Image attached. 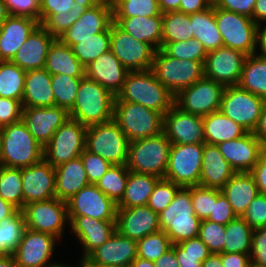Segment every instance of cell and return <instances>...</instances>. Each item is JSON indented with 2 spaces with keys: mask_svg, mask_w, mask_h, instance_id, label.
<instances>
[{
  "mask_svg": "<svg viewBox=\"0 0 266 267\" xmlns=\"http://www.w3.org/2000/svg\"><path fill=\"white\" fill-rule=\"evenodd\" d=\"M55 38L39 24L23 43L11 62L25 71L45 68L46 55Z\"/></svg>",
  "mask_w": 266,
  "mask_h": 267,
  "instance_id": "83f0119b",
  "label": "cell"
},
{
  "mask_svg": "<svg viewBox=\"0 0 266 267\" xmlns=\"http://www.w3.org/2000/svg\"><path fill=\"white\" fill-rule=\"evenodd\" d=\"M10 16L29 17L40 23V0H4Z\"/></svg>",
  "mask_w": 266,
  "mask_h": 267,
  "instance_id": "94428289",
  "label": "cell"
},
{
  "mask_svg": "<svg viewBox=\"0 0 266 267\" xmlns=\"http://www.w3.org/2000/svg\"><path fill=\"white\" fill-rule=\"evenodd\" d=\"M204 62L180 60L159 49L154 54L151 70L158 81L176 95L180 90L190 87L204 76Z\"/></svg>",
  "mask_w": 266,
  "mask_h": 267,
  "instance_id": "52a82bcc",
  "label": "cell"
},
{
  "mask_svg": "<svg viewBox=\"0 0 266 267\" xmlns=\"http://www.w3.org/2000/svg\"><path fill=\"white\" fill-rule=\"evenodd\" d=\"M84 77H70L66 74L51 75V87L54 92L55 106L72 109L81 79Z\"/></svg>",
  "mask_w": 266,
  "mask_h": 267,
  "instance_id": "c3c4849f",
  "label": "cell"
},
{
  "mask_svg": "<svg viewBox=\"0 0 266 267\" xmlns=\"http://www.w3.org/2000/svg\"><path fill=\"white\" fill-rule=\"evenodd\" d=\"M83 162L89 184L96 185L101 177L110 169L111 163L102 157L84 149L80 155Z\"/></svg>",
  "mask_w": 266,
  "mask_h": 267,
  "instance_id": "6f0895ef",
  "label": "cell"
},
{
  "mask_svg": "<svg viewBox=\"0 0 266 267\" xmlns=\"http://www.w3.org/2000/svg\"><path fill=\"white\" fill-rule=\"evenodd\" d=\"M154 265L155 267H180L173 248L169 249L154 261Z\"/></svg>",
  "mask_w": 266,
  "mask_h": 267,
  "instance_id": "8c879c8a",
  "label": "cell"
},
{
  "mask_svg": "<svg viewBox=\"0 0 266 267\" xmlns=\"http://www.w3.org/2000/svg\"><path fill=\"white\" fill-rule=\"evenodd\" d=\"M113 120L129 142L163 132V115L140 104L114 102Z\"/></svg>",
  "mask_w": 266,
  "mask_h": 267,
  "instance_id": "8992f818",
  "label": "cell"
},
{
  "mask_svg": "<svg viewBox=\"0 0 266 267\" xmlns=\"http://www.w3.org/2000/svg\"><path fill=\"white\" fill-rule=\"evenodd\" d=\"M253 20L258 25H260L258 20H266V0H256L253 10Z\"/></svg>",
  "mask_w": 266,
  "mask_h": 267,
  "instance_id": "753ad0ef",
  "label": "cell"
},
{
  "mask_svg": "<svg viewBox=\"0 0 266 267\" xmlns=\"http://www.w3.org/2000/svg\"><path fill=\"white\" fill-rule=\"evenodd\" d=\"M113 23V7L111 0L87 9L74 24L59 38L72 47L77 40L90 38L91 35L106 31Z\"/></svg>",
  "mask_w": 266,
  "mask_h": 267,
  "instance_id": "7402d4cb",
  "label": "cell"
},
{
  "mask_svg": "<svg viewBox=\"0 0 266 267\" xmlns=\"http://www.w3.org/2000/svg\"><path fill=\"white\" fill-rule=\"evenodd\" d=\"M225 86L203 76L190 87L180 90L174 105L186 113L206 116L220 111Z\"/></svg>",
  "mask_w": 266,
  "mask_h": 267,
  "instance_id": "30bf717a",
  "label": "cell"
},
{
  "mask_svg": "<svg viewBox=\"0 0 266 267\" xmlns=\"http://www.w3.org/2000/svg\"><path fill=\"white\" fill-rule=\"evenodd\" d=\"M256 182L260 194L266 195V150L250 172Z\"/></svg>",
  "mask_w": 266,
  "mask_h": 267,
  "instance_id": "003e7915",
  "label": "cell"
},
{
  "mask_svg": "<svg viewBox=\"0 0 266 267\" xmlns=\"http://www.w3.org/2000/svg\"><path fill=\"white\" fill-rule=\"evenodd\" d=\"M256 0H213L216 8L235 12L253 19Z\"/></svg>",
  "mask_w": 266,
  "mask_h": 267,
  "instance_id": "e7e4bbea",
  "label": "cell"
},
{
  "mask_svg": "<svg viewBox=\"0 0 266 267\" xmlns=\"http://www.w3.org/2000/svg\"><path fill=\"white\" fill-rule=\"evenodd\" d=\"M250 259L256 266L266 267V226L253 231Z\"/></svg>",
  "mask_w": 266,
  "mask_h": 267,
  "instance_id": "be15d7a7",
  "label": "cell"
},
{
  "mask_svg": "<svg viewBox=\"0 0 266 267\" xmlns=\"http://www.w3.org/2000/svg\"><path fill=\"white\" fill-rule=\"evenodd\" d=\"M221 192L227 198L234 213L241 217L250 202L259 194L255 179L250 172L235 173Z\"/></svg>",
  "mask_w": 266,
  "mask_h": 267,
  "instance_id": "836d02e7",
  "label": "cell"
},
{
  "mask_svg": "<svg viewBox=\"0 0 266 267\" xmlns=\"http://www.w3.org/2000/svg\"><path fill=\"white\" fill-rule=\"evenodd\" d=\"M70 119L69 112L61 107H29L22 109L21 120L32 136L43 146L52 139L53 134Z\"/></svg>",
  "mask_w": 266,
  "mask_h": 267,
  "instance_id": "44dd1931",
  "label": "cell"
},
{
  "mask_svg": "<svg viewBox=\"0 0 266 267\" xmlns=\"http://www.w3.org/2000/svg\"><path fill=\"white\" fill-rule=\"evenodd\" d=\"M214 14L224 47L241 51L247 56L255 54L259 25L252 18L215 6Z\"/></svg>",
  "mask_w": 266,
  "mask_h": 267,
  "instance_id": "9c48e42d",
  "label": "cell"
},
{
  "mask_svg": "<svg viewBox=\"0 0 266 267\" xmlns=\"http://www.w3.org/2000/svg\"><path fill=\"white\" fill-rule=\"evenodd\" d=\"M70 226L83 244L85 260L116 231V221L97 220L89 216H68Z\"/></svg>",
  "mask_w": 266,
  "mask_h": 267,
  "instance_id": "484cf974",
  "label": "cell"
},
{
  "mask_svg": "<svg viewBox=\"0 0 266 267\" xmlns=\"http://www.w3.org/2000/svg\"><path fill=\"white\" fill-rule=\"evenodd\" d=\"M56 171L45 159L22 168L24 205L55 197Z\"/></svg>",
  "mask_w": 266,
  "mask_h": 267,
  "instance_id": "603a6c76",
  "label": "cell"
},
{
  "mask_svg": "<svg viewBox=\"0 0 266 267\" xmlns=\"http://www.w3.org/2000/svg\"><path fill=\"white\" fill-rule=\"evenodd\" d=\"M0 197L17 209H23L22 168L0 166Z\"/></svg>",
  "mask_w": 266,
  "mask_h": 267,
  "instance_id": "ee69618b",
  "label": "cell"
},
{
  "mask_svg": "<svg viewBox=\"0 0 266 267\" xmlns=\"http://www.w3.org/2000/svg\"><path fill=\"white\" fill-rule=\"evenodd\" d=\"M9 16L4 0H0V22H3Z\"/></svg>",
  "mask_w": 266,
  "mask_h": 267,
  "instance_id": "67dfc351",
  "label": "cell"
},
{
  "mask_svg": "<svg viewBox=\"0 0 266 267\" xmlns=\"http://www.w3.org/2000/svg\"><path fill=\"white\" fill-rule=\"evenodd\" d=\"M136 258L137 241L115 231L105 243L95 249L85 260H81V265L129 267Z\"/></svg>",
  "mask_w": 266,
  "mask_h": 267,
  "instance_id": "d6986e66",
  "label": "cell"
},
{
  "mask_svg": "<svg viewBox=\"0 0 266 267\" xmlns=\"http://www.w3.org/2000/svg\"><path fill=\"white\" fill-rule=\"evenodd\" d=\"M266 100L236 86L224 89L220 112L241 125L248 132H253L261 115Z\"/></svg>",
  "mask_w": 266,
  "mask_h": 267,
  "instance_id": "4fadbf2b",
  "label": "cell"
},
{
  "mask_svg": "<svg viewBox=\"0 0 266 267\" xmlns=\"http://www.w3.org/2000/svg\"><path fill=\"white\" fill-rule=\"evenodd\" d=\"M180 267H202V262L211 255L206 244L197 236L173 244Z\"/></svg>",
  "mask_w": 266,
  "mask_h": 267,
  "instance_id": "f6af8a7d",
  "label": "cell"
},
{
  "mask_svg": "<svg viewBox=\"0 0 266 267\" xmlns=\"http://www.w3.org/2000/svg\"><path fill=\"white\" fill-rule=\"evenodd\" d=\"M258 42L261 47V54L262 56L266 57V26H264L263 30L260 32V25L258 27Z\"/></svg>",
  "mask_w": 266,
  "mask_h": 267,
  "instance_id": "09005b40",
  "label": "cell"
},
{
  "mask_svg": "<svg viewBox=\"0 0 266 267\" xmlns=\"http://www.w3.org/2000/svg\"><path fill=\"white\" fill-rule=\"evenodd\" d=\"M1 166L24 168L44 159V147L32 136L23 121L3 126Z\"/></svg>",
  "mask_w": 266,
  "mask_h": 267,
  "instance_id": "277c9868",
  "label": "cell"
},
{
  "mask_svg": "<svg viewBox=\"0 0 266 267\" xmlns=\"http://www.w3.org/2000/svg\"><path fill=\"white\" fill-rule=\"evenodd\" d=\"M26 223L22 210L16 209L0 222V244L12 255L22 240Z\"/></svg>",
  "mask_w": 266,
  "mask_h": 267,
  "instance_id": "bcb514c9",
  "label": "cell"
},
{
  "mask_svg": "<svg viewBox=\"0 0 266 267\" xmlns=\"http://www.w3.org/2000/svg\"><path fill=\"white\" fill-rule=\"evenodd\" d=\"M71 48L76 58L86 67L110 50V27L106 31L91 35L90 38L77 40Z\"/></svg>",
  "mask_w": 266,
  "mask_h": 267,
  "instance_id": "b9f144b4",
  "label": "cell"
},
{
  "mask_svg": "<svg viewBox=\"0 0 266 267\" xmlns=\"http://www.w3.org/2000/svg\"><path fill=\"white\" fill-rule=\"evenodd\" d=\"M0 267H18L13 255L0 258Z\"/></svg>",
  "mask_w": 266,
  "mask_h": 267,
  "instance_id": "deb4b68c",
  "label": "cell"
},
{
  "mask_svg": "<svg viewBox=\"0 0 266 267\" xmlns=\"http://www.w3.org/2000/svg\"><path fill=\"white\" fill-rule=\"evenodd\" d=\"M54 92L51 87V74L45 69L26 71L22 107H53Z\"/></svg>",
  "mask_w": 266,
  "mask_h": 267,
  "instance_id": "4dcf8cb0",
  "label": "cell"
},
{
  "mask_svg": "<svg viewBox=\"0 0 266 267\" xmlns=\"http://www.w3.org/2000/svg\"><path fill=\"white\" fill-rule=\"evenodd\" d=\"M204 144H172L164 178L190 187L199 185Z\"/></svg>",
  "mask_w": 266,
  "mask_h": 267,
  "instance_id": "7c38bea8",
  "label": "cell"
},
{
  "mask_svg": "<svg viewBox=\"0 0 266 267\" xmlns=\"http://www.w3.org/2000/svg\"><path fill=\"white\" fill-rule=\"evenodd\" d=\"M162 20V13L151 17L113 18L120 29L139 41L149 43L155 50L162 48Z\"/></svg>",
  "mask_w": 266,
  "mask_h": 267,
  "instance_id": "d6a6232c",
  "label": "cell"
},
{
  "mask_svg": "<svg viewBox=\"0 0 266 267\" xmlns=\"http://www.w3.org/2000/svg\"><path fill=\"white\" fill-rule=\"evenodd\" d=\"M172 245L167 234L159 230L137 241V257L154 262L171 249Z\"/></svg>",
  "mask_w": 266,
  "mask_h": 267,
  "instance_id": "f907efd6",
  "label": "cell"
},
{
  "mask_svg": "<svg viewBox=\"0 0 266 267\" xmlns=\"http://www.w3.org/2000/svg\"><path fill=\"white\" fill-rule=\"evenodd\" d=\"M202 267H223L221 253H211V255L202 262Z\"/></svg>",
  "mask_w": 266,
  "mask_h": 267,
  "instance_id": "2a66077c",
  "label": "cell"
},
{
  "mask_svg": "<svg viewBox=\"0 0 266 267\" xmlns=\"http://www.w3.org/2000/svg\"><path fill=\"white\" fill-rule=\"evenodd\" d=\"M87 127L69 119L44 147V159L54 168L77 158L85 149Z\"/></svg>",
  "mask_w": 266,
  "mask_h": 267,
  "instance_id": "8fae6325",
  "label": "cell"
},
{
  "mask_svg": "<svg viewBox=\"0 0 266 267\" xmlns=\"http://www.w3.org/2000/svg\"><path fill=\"white\" fill-rule=\"evenodd\" d=\"M45 69L51 74H66L70 77H85V67L80 63L70 46L55 38L50 44Z\"/></svg>",
  "mask_w": 266,
  "mask_h": 267,
  "instance_id": "e575fe53",
  "label": "cell"
},
{
  "mask_svg": "<svg viewBox=\"0 0 266 267\" xmlns=\"http://www.w3.org/2000/svg\"><path fill=\"white\" fill-rule=\"evenodd\" d=\"M57 238L50 234L37 232L26 228L22 240L13 257L18 267H49L47 265L54 251Z\"/></svg>",
  "mask_w": 266,
  "mask_h": 267,
  "instance_id": "ffe728a7",
  "label": "cell"
},
{
  "mask_svg": "<svg viewBox=\"0 0 266 267\" xmlns=\"http://www.w3.org/2000/svg\"><path fill=\"white\" fill-rule=\"evenodd\" d=\"M83 267H113V266H104V265H81Z\"/></svg>",
  "mask_w": 266,
  "mask_h": 267,
  "instance_id": "5803f987",
  "label": "cell"
},
{
  "mask_svg": "<svg viewBox=\"0 0 266 267\" xmlns=\"http://www.w3.org/2000/svg\"><path fill=\"white\" fill-rule=\"evenodd\" d=\"M85 149L112 165H127L129 140L113 119L87 127Z\"/></svg>",
  "mask_w": 266,
  "mask_h": 267,
  "instance_id": "ba28073f",
  "label": "cell"
},
{
  "mask_svg": "<svg viewBox=\"0 0 266 267\" xmlns=\"http://www.w3.org/2000/svg\"><path fill=\"white\" fill-rule=\"evenodd\" d=\"M17 208L0 197V222L10 216Z\"/></svg>",
  "mask_w": 266,
  "mask_h": 267,
  "instance_id": "11e5206c",
  "label": "cell"
},
{
  "mask_svg": "<svg viewBox=\"0 0 266 267\" xmlns=\"http://www.w3.org/2000/svg\"><path fill=\"white\" fill-rule=\"evenodd\" d=\"M76 4L85 7L86 9H89L91 7L105 4L109 2L110 0H74Z\"/></svg>",
  "mask_w": 266,
  "mask_h": 267,
  "instance_id": "b9fcfbb0",
  "label": "cell"
},
{
  "mask_svg": "<svg viewBox=\"0 0 266 267\" xmlns=\"http://www.w3.org/2000/svg\"><path fill=\"white\" fill-rule=\"evenodd\" d=\"M161 49L167 55L180 60L205 61L208 54L205 47L196 38L179 42H162Z\"/></svg>",
  "mask_w": 266,
  "mask_h": 267,
  "instance_id": "816d5d0a",
  "label": "cell"
},
{
  "mask_svg": "<svg viewBox=\"0 0 266 267\" xmlns=\"http://www.w3.org/2000/svg\"><path fill=\"white\" fill-rule=\"evenodd\" d=\"M238 86L266 100V57L252 54L245 58Z\"/></svg>",
  "mask_w": 266,
  "mask_h": 267,
  "instance_id": "f35d334b",
  "label": "cell"
},
{
  "mask_svg": "<svg viewBox=\"0 0 266 267\" xmlns=\"http://www.w3.org/2000/svg\"><path fill=\"white\" fill-rule=\"evenodd\" d=\"M162 42L187 41L193 38L190 15L180 11L163 13Z\"/></svg>",
  "mask_w": 266,
  "mask_h": 267,
  "instance_id": "7bdbcfd3",
  "label": "cell"
},
{
  "mask_svg": "<svg viewBox=\"0 0 266 267\" xmlns=\"http://www.w3.org/2000/svg\"><path fill=\"white\" fill-rule=\"evenodd\" d=\"M2 150H3V142H2V133L0 129V166H1V159H2Z\"/></svg>",
  "mask_w": 266,
  "mask_h": 267,
  "instance_id": "603ad722",
  "label": "cell"
},
{
  "mask_svg": "<svg viewBox=\"0 0 266 267\" xmlns=\"http://www.w3.org/2000/svg\"><path fill=\"white\" fill-rule=\"evenodd\" d=\"M22 109L20 101L0 97V128L21 121Z\"/></svg>",
  "mask_w": 266,
  "mask_h": 267,
  "instance_id": "6125c7cd",
  "label": "cell"
},
{
  "mask_svg": "<svg viewBox=\"0 0 266 267\" xmlns=\"http://www.w3.org/2000/svg\"><path fill=\"white\" fill-rule=\"evenodd\" d=\"M163 133L171 144H204L203 117L183 112L175 105L163 116Z\"/></svg>",
  "mask_w": 266,
  "mask_h": 267,
  "instance_id": "ac0fdd59",
  "label": "cell"
},
{
  "mask_svg": "<svg viewBox=\"0 0 266 267\" xmlns=\"http://www.w3.org/2000/svg\"><path fill=\"white\" fill-rule=\"evenodd\" d=\"M193 38L199 40L207 52L223 46L222 36L215 20L214 5L190 15Z\"/></svg>",
  "mask_w": 266,
  "mask_h": 267,
  "instance_id": "74e56055",
  "label": "cell"
},
{
  "mask_svg": "<svg viewBox=\"0 0 266 267\" xmlns=\"http://www.w3.org/2000/svg\"><path fill=\"white\" fill-rule=\"evenodd\" d=\"M160 178L151 174H138L129 171L124 195L117 208H131L147 205L154 186Z\"/></svg>",
  "mask_w": 266,
  "mask_h": 267,
  "instance_id": "8d00e7d4",
  "label": "cell"
},
{
  "mask_svg": "<svg viewBox=\"0 0 266 267\" xmlns=\"http://www.w3.org/2000/svg\"><path fill=\"white\" fill-rule=\"evenodd\" d=\"M253 134L256 139L266 148V101L263 104L261 115Z\"/></svg>",
  "mask_w": 266,
  "mask_h": 267,
  "instance_id": "2644e50d",
  "label": "cell"
},
{
  "mask_svg": "<svg viewBox=\"0 0 266 267\" xmlns=\"http://www.w3.org/2000/svg\"><path fill=\"white\" fill-rule=\"evenodd\" d=\"M223 267H249L250 255L242 253H221Z\"/></svg>",
  "mask_w": 266,
  "mask_h": 267,
  "instance_id": "a7ac6f4b",
  "label": "cell"
},
{
  "mask_svg": "<svg viewBox=\"0 0 266 267\" xmlns=\"http://www.w3.org/2000/svg\"><path fill=\"white\" fill-rule=\"evenodd\" d=\"M180 188V185L165 178H160L154 186L147 206L159 214L170 205Z\"/></svg>",
  "mask_w": 266,
  "mask_h": 267,
  "instance_id": "db71d44e",
  "label": "cell"
},
{
  "mask_svg": "<svg viewBox=\"0 0 266 267\" xmlns=\"http://www.w3.org/2000/svg\"><path fill=\"white\" fill-rule=\"evenodd\" d=\"M253 231L242 217L237 216L225 226V253H251Z\"/></svg>",
  "mask_w": 266,
  "mask_h": 267,
  "instance_id": "ab89813d",
  "label": "cell"
},
{
  "mask_svg": "<svg viewBox=\"0 0 266 267\" xmlns=\"http://www.w3.org/2000/svg\"><path fill=\"white\" fill-rule=\"evenodd\" d=\"M246 57L243 52L224 46L210 51L203 65L204 76L225 87L236 86L241 79Z\"/></svg>",
  "mask_w": 266,
  "mask_h": 267,
  "instance_id": "2e32d148",
  "label": "cell"
},
{
  "mask_svg": "<svg viewBox=\"0 0 266 267\" xmlns=\"http://www.w3.org/2000/svg\"><path fill=\"white\" fill-rule=\"evenodd\" d=\"M40 23L29 17L8 16L2 22L0 61H11L20 46Z\"/></svg>",
  "mask_w": 266,
  "mask_h": 267,
  "instance_id": "f1b7e54d",
  "label": "cell"
},
{
  "mask_svg": "<svg viewBox=\"0 0 266 267\" xmlns=\"http://www.w3.org/2000/svg\"><path fill=\"white\" fill-rule=\"evenodd\" d=\"M9 255L11 254L5 249V247L2 244H0V258L9 256Z\"/></svg>",
  "mask_w": 266,
  "mask_h": 267,
  "instance_id": "b62a3aed",
  "label": "cell"
},
{
  "mask_svg": "<svg viewBox=\"0 0 266 267\" xmlns=\"http://www.w3.org/2000/svg\"><path fill=\"white\" fill-rule=\"evenodd\" d=\"M213 5V0H181L179 11L187 15L202 12Z\"/></svg>",
  "mask_w": 266,
  "mask_h": 267,
  "instance_id": "89a4df30",
  "label": "cell"
},
{
  "mask_svg": "<svg viewBox=\"0 0 266 267\" xmlns=\"http://www.w3.org/2000/svg\"><path fill=\"white\" fill-rule=\"evenodd\" d=\"M129 267H155L153 261L137 257Z\"/></svg>",
  "mask_w": 266,
  "mask_h": 267,
  "instance_id": "979ff035",
  "label": "cell"
},
{
  "mask_svg": "<svg viewBox=\"0 0 266 267\" xmlns=\"http://www.w3.org/2000/svg\"><path fill=\"white\" fill-rule=\"evenodd\" d=\"M86 8H66L56 10V14L47 15L40 24L54 37L60 38L61 35L75 21L83 15Z\"/></svg>",
  "mask_w": 266,
  "mask_h": 267,
  "instance_id": "f5cc1de1",
  "label": "cell"
},
{
  "mask_svg": "<svg viewBox=\"0 0 266 267\" xmlns=\"http://www.w3.org/2000/svg\"><path fill=\"white\" fill-rule=\"evenodd\" d=\"M68 216H89L97 220L116 221L117 204L96 185L89 184L67 202Z\"/></svg>",
  "mask_w": 266,
  "mask_h": 267,
  "instance_id": "e0dca14e",
  "label": "cell"
},
{
  "mask_svg": "<svg viewBox=\"0 0 266 267\" xmlns=\"http://www.w3.org/2000/svg\"><path fill=\"white\" fill-rule=\"evenodd\" d=\"M224 159L236 173L251 172L266 148L256 139L253 132L216 145Z\"/></svg>",
  "mask_w": 266,
  "mask_h": 267,
  "instance_id": "d4e9b609",
  "label": "cell"
},
{
  "mask_svg": "<svg viewBox=\"0 0 266 267\" xmlns=\"http://www.w3.org/2000/svg\"><path fill=\"white\" fill-rule=\"evenodd\" d=\"M113 18L151 17L161 14L158 0H111Z\"/></svg>",
  "mask_w": 266,
  "mask_h": 267,
  "instance_id": "681fc988",
  "label": "cell"
},
{
  "mask_svg": "<svg viewBox=\"0 0 266 267\" xmlns=\"http://www.w3.org/2000/svg\"><path fill=\"white\" fill-rule=\"evenodd\" d=\"M26 71L11 61H0V97L22 103Z\"/></svg>",
  "mask_w": 266,
  "mask_h": 267,
  "instance_id": "60d3db41",
  "label": "cell"
},
{
  "mask_svg": "<svg viewBox=\"0 0 266 267\" xmlns=\"http://www.w3.org/2000/svg\"><path fill=\"white\" fill-rule=\"evenodd\" d=\"M175 95L163 86L153 71L128 72L115 102H131L164 114L174 106Z\"/></svg>",
  "mask_w": 266,
  "mask_h": 267,
  "instance_id": "6da1fadb",
  "label": "cell"
},
{
  "mask_svg": "<svg viewBox=\"0 0 266 267\" xmlns=\"http://www.w3.org/2000/svg\"><path fill=\"white\" fill-rule=\"evenodd\" d=\"M66 8H85L74 0H40V22L49 14H56V10Z\"/></svg>",
  "mask_w": 266,
  "mask_h": 267,
  "instance_id": "03108f58",
  "label": "cell"
},
{
  "mask_svg": "<svg viewBox=\"0 0 266 267\" xmlns=\"http://www.w3.org/2000/svg\"><path fill=\"white\" fill-rule=\"evenodd\" d=\"M159 230V214L147 205L117 208L116 231L122 236L138 241Z\"/></svg>",
  "mask_w": 266,
  "mask_h": 267,
  "instance_id": "cb8c5ba5",
  "label": "cell"
},
{
  "mask_svg": "<svg viewBox=\"0 0 266 267\" xmlns=\"http://www.w3.org/2000/svg\"><path fill=\"white\" fill-rule=\"evenodd\" d=\"M55 197L67 202L82 188L89 185L83 162L79 157L55 167Z\"/></svg>",
  "mask_w": 266,
  "mask_h": 267,
  "instance_id": "1f68e13d",
  "label": "cell"
},
{
  "mask_svg": "<svg viewBox=\"0 0 266 267\" xmlns=\"http://www.w3.org/2000/svg\"><path fill=\"white\" fill-rule=\"evenodd\" d=\"M237 215L221 190L213 189V208L207 220L226 226Z\"/></svg>",
  "mask_w": 266,
  "mask_h": 267,
  "instance_id": "680465c9",
  "label": "cell"
},
{
  "mask_svg": "<svg viewBox=\"0 0 266 267\" xmlns=\"http://www.w3.org/2000/svg\"><path fill=\"white\" fill-rule=\"evenodd\" d=\"M128 175L127 165H112L96 186L117 204L124 195Z\"/></svg>",
  "mask_w": 266,
  "mask_h": 267,
  "instance_id": "7dc6e473",
  "label": "cell"
},
{
  "mask_svg": "<svg viewBox=\"0 0 266 267\" xmlns=\"http://www.w3.org/2000/svg\"><path fill=\"white\" fill-rule=\"evenodd\" d=\"M191 202L195 215L202 221L208 219L213 208V189L191 186Z\"/></svg>",
  "mask_w": 266,
  "mask_h": 267,
  "instance_id": "9f6ffc18",
  "label": "cell"
},
{
  "mask_svg": "<svg viewBox=\"0 0 266 267\" xmlns=\"http://www.w3.org/2000/svg\"><path fill=\"white\" fill-rule=\"evenodd\" d=\"M198 237L206 244L211 253H223L225 242L224 225L207 219L202 220Z\"/></svg>",
  "mask_w": 266,
  "mask_h": 267,
  "instance_id": "11a10c76",
  "label": "cell"
},
{
  "mask_svg": "<svg viewBox=\"0 0 266 267\" xmlns=\"http://www.w3.org/2000/svg\"><path fill=\"white\" fill-rule=\"evenodd\" d=\"M161 13L179 11L181 0H158Z\"/></svg>",
  "mask_w": 266,
  "mask_h": 267,
  "instance_id": "34e18365",
  "label": "cell"
},
{
  "mask_svg": "<svg viewBox=\"0 0 266 267\" xmlns=\"http://www.w3.org/2000/svg\"><path fill=\"white\" fill-rule=\"evenodd\" d=\"M241 217L252 229L266 226V195L259 193Z\"/></svg>",
  "mask_w": 266,
  "mask_h": 267,
  "instance_id": "91938a15",
  "label": "cell"
},
{
  "mask_svg": "<svg viewBox=\"0 0 266 267\" xmlns=\"http://www.w3.org/2000/svg\"><path fill=\"white\" fill-rule=\"evenodd\" d=\"M205 143L217 145L245 135L248 131L220 111L203 117Z\"/></svg>",
  "mask_w": 266,
  "mask_h": 267,
  "instance_id": "d590c367",
  "label": "cell"
},
{
  "mask_svg": "<svg viewBox=\"0 0 266 267\" xmlns=\"http://www.w3.org/2000/svg\"><path fill=\"white\" fill-rule=\"evenodd\" d=\"M200 224L191 202V186L181 187L170 205L159 213L160 228L172 244L197 237Z\"/></svg>",
  "mask_w": 266,
  "mask_h": 267,
  "instance_id": "3957f363",
  "label": "cell"
},
{
  "mask_svg": "<svg viewBox=\"0 0 266 267\" xmlns=\"http://www.w3.org/2000/svg\"><path fill=\"white\" fill-rule=\"evenodd\" d=\"M171 146V142L163 132L153 137L129 142L127 162L129 171L164 178Z\"/></svg>",
  "mask_w": 266,
  "mask_h": 267,
  "instance_id": "5b68a950",
  "label": "cell"
},
{
  "mask_svg": "<svg viewBox=\"0 0 266 267\" xmlns=\"http://www.w3.org/2000/svg\"><path fill=\"white\" fill-rule=\"evenodd\" d=\"M110 50L129 71H145L152 68L156 50L120 29L114 22L110 26Z\"/></svg>",
  "mask_w": 266,
  "mask_h": 267,
  "instance_id": "5bb4252c",
  "label": "cell"
},
{
  "mask_svg": "<svg viewBox=\"0 0 266 267\" xmlns=\"http://www.w3.org/2000/svg\"><path fill=\"white\" fill-rule=\"evenodd\" d=\"M26 228L60 238L68 219L67 204L56 197L24 205Z\"/></svg>",
  "mask_w": 266,
  "mask_h": 267,
  "instance_id": "9a60e30c",
  "label": "cell"
},
{
  "mask_svg": "<svg viewBox=\"0 0 266 267\" xmlns=\"http://www.w3.org/2000/svg\"><path fill=\"white\" fill-rule=\"evenodd\" d=\"M128 70L109 50L85 67V76L96 81L115 96L122 90Z\"/></svg>",
  "mask_w": 266,
  "mask_h": 267,
  "instance_id": "4316f807",
  "label": "cell"
},
{
  "mask_svg": "<svg viewBox=\"0 0 266 267\" xmlns=\"http://www.w3.org/2000/svg\"><path fill=\"white\" fill-rule=\"evenodd\" d=\"M235 173L216 145L204 143L200 186L221 190Z\"/></svg>",
  "mask_w": 266,
  "mask_h": 267,
  "instance_id": "f546056e",
  "label": "cell"
},
{
  "mask_svg": "<svg viewBox=\"0 0 266 267\" xmlns=\"http://www.w3.org/2000/svg\"><path fill=\"white\" fill-rule=\"evenodd\" d=\"M116 96L86 76L81 79L69 117L88 127L113 119Z\"/></svg>",
  "mask_w": 266,
  "mask_h": 267,
  "instance_id": "7a4b0ae2",
  "label": "cell"
}]
</instances>
